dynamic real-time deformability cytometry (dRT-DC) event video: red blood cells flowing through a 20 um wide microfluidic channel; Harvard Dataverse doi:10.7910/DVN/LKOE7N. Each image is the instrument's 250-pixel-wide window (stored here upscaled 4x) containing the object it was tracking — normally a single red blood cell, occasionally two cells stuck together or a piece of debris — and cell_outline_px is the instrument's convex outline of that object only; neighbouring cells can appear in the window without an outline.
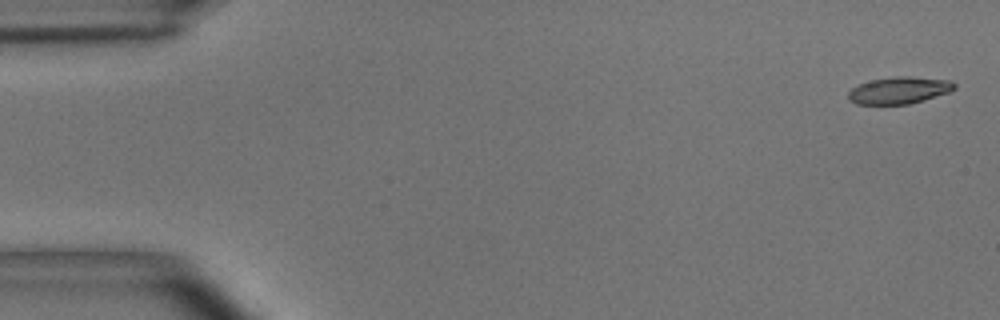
{"species": "common noctule bat (a hibernating species)", "species_latin": "Nyctalus noctula", "temperature_condition": "room temperature", "stored_images_in_passage": 5, "camera_frame_rate_fps": 3000, "um_per_image_px": 0.085, "animal": {"sex": "male", "body_mass_g": 15.6}, "frame": {"image": 1, "passage_image": 1, "time_ms": 0.0, "image_size_px": [1000, 320], "cell_outline_px": [[956, 88], [948, 92], [924, 100], [908, 104], [856, 104], [848, 100], [848, 92], [856, 84], [872, 80], [896, 76], [908, 76], [948, 80], [956, 84]], "centroid_in_image_um": [76.39, 7.68], "position_along_channel_um": 8.6, "area_um2": 16.65}}
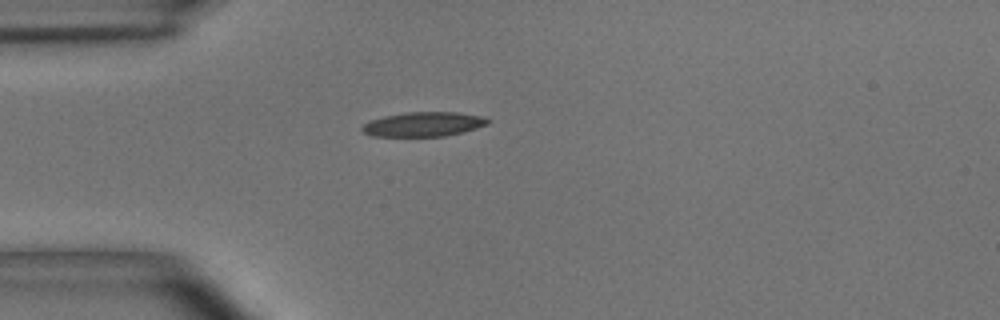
{"frame": {"image": 2, "passage_image": 4, "time_ms": 1.0, "image_size_px": [1000, 320], "cell_outline_px": [[492, 120], [488, 124], [464, 132], [444, 136], [372, 136], [364, 132], [360, 128], [364, 124], [372, 120], [384, 116], [404, 112], [456, 112], [484, 116]], "centroid_in_image_um": [36.04, 10.55], "position_along_channel_um": 49.0, "area_um2": 17.98}}